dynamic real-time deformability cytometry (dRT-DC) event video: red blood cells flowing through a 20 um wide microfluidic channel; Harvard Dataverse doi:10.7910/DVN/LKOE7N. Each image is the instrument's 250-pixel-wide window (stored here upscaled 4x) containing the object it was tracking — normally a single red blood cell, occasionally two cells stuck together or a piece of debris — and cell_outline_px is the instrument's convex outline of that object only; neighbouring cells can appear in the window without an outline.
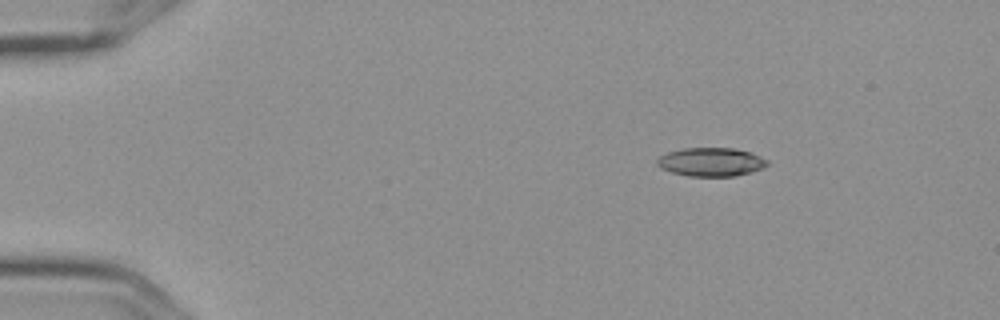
{"species": "Egyptian fruit bat (a non-hibernating species)", "species_latin": "Rousettus aegyptiacus", "temperature_condition": "cold", "stored_images_in_passage": 5, "camera_frame_rate_fps": 3000, "um_per_image_px": 0.085, "frame": {"image": 1, "passage_image": 5, "time_ms": 1.333, "image_size_px": [1000, 320], "cell_outline_px": [[768, 164], [764, 168], [752, 172], [732, 176], [688, 176], [672, 172], [660, 168], [656, 164], [656, 160], [660, 156], [668, 152], [684, 148], [732, 148], [748, 152], [760, 156], [768, 160]], "centroid_in_image_um": [60.43, 13.77], "position_along_channel_um": 24.6, "area_um2": 18.32}}